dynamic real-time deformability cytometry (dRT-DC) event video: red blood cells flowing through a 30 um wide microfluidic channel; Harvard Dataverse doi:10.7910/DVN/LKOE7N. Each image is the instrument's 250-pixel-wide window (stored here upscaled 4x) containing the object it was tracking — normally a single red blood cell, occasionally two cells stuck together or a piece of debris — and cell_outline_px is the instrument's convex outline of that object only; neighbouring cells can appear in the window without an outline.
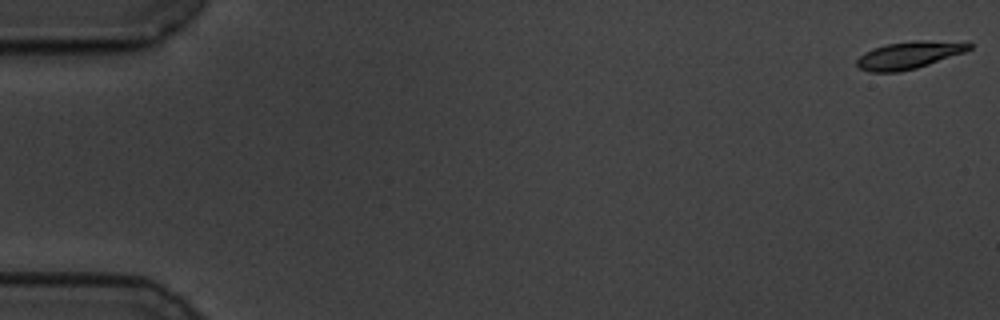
{"species": "common noctule bat (a hibernating species)", "species_latin": "Nyctalus noctula", "temperature_condition": "cold", "stored_images_in_passage": 58, "camera_frame_rate_fps": 3000, "um_per_image_px": 0.085, "animal": {"sex": "male", "body_mass_g": 19.5, "forearm_length_mm": 54.6}, "frame": {"image": 1, "passage_image": 1, "time_ms": 0.0, "image_size_px": [1000, 320], "cell_outline_px": [[972, 48], [964, 52], [916, 68], [900, 72], [868, 72], [860, 68], [856, 64], [856, 60], [864, 52], [872, 48], [888, 44], [916, 40], [920, 40], [972, 44]], "centroid_in_image_um": [77.18, 4.7], "position_along_channel_um": 7.8, "area_um2": 17.51}}
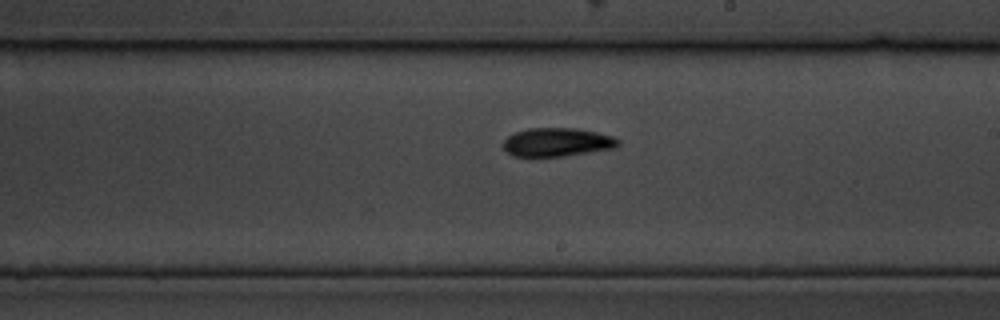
{"frame": {"image": 2, "passage_image": 34, "time_ms": 11.0, "image_size_px": [1000, 320], "cell_outline_px": [[620, 144], [616, 148], [564, 156], [512, 156], [504, 148], [504, 140], [508, 136], [516, 132], [528, 128], [572, 128], [596, 132], [616, 136], [620, 140]], "centroid_in_image_um": [47.41, 12.08], "position_along_channel_um": 241.6, "area_um2": 19.13}}
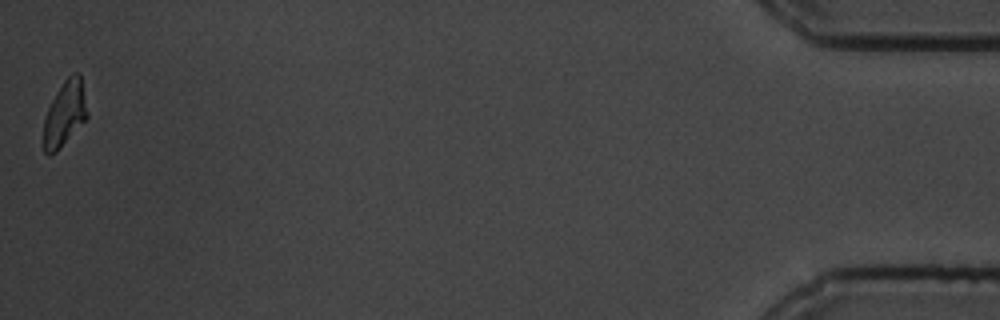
{"frame": {"image": 3, "passage_image": 58, "time_ms": 19.0, "image_size_px": [1000, 320], "cell_outline_px": [[88, 116], [56, 152], [48, 156], [44, 152], [44, 120], [48, 108], [56, 92], [64, 80], [72, 72], [80, 72], [88, 112]], "centroid_in_image_um": [5.51, 9.63], "position_along_channel_um": 429.7, "area_um2": 16.42}, "authors_computed_cell_mechanics": {"area_um2": 17.9758, "velocity_mm_per_s": 3.4809, "shape_relaxation_time_tau1_ms": 3.5863, "shape_relaxation_time_tau2_ms": 2.2989, "deformation_change_tau1": 0.1294, "deformation_change_tau2": 0.0811}}